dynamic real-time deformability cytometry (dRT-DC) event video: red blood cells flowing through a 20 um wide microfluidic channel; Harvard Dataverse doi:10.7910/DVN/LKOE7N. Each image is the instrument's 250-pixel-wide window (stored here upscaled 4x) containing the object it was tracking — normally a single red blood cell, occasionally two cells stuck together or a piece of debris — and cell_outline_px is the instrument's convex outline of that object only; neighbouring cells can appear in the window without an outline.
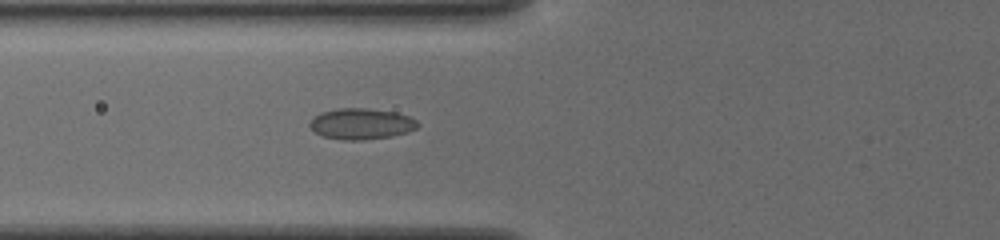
{"species": "common noctule bat (a hibernating species)", "species_latin": "Nyctalus noctula", "temperature_condition": "cold", "stored_images_in_passage": 36, "camera_frame_rate_fps": 3000, "um_per_image_px": 0.085, "animal": {"sex": "female", "body_mass_g": 19.5, "forearm_length_mm": 54.1}, "frame": {"image": 1, "passage_image": 5, "time_ms": 1.333, "image_size_px": [1000, 240], "cell_outline_px": [[420, 124], [416, 128], [408, 132], [392, 136], [364, 140], [344, 140], [324, 136], [316, 132], [308, 124], [320, 112], [336, 108], [368, 108], [396, 112], [408, 116], [416, 120]], "centroid_in_image_um": [30.73, 10.52], "position_along_channel_um": 95.1, "area_um2": 19.48}}
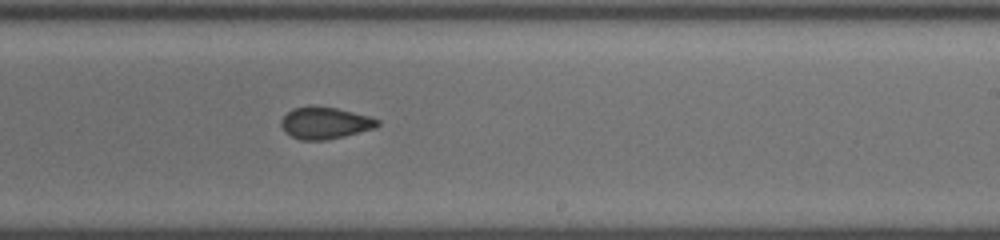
{"frame": {"image": 2, "passage_image": 18, "time_ms": 5.667, "image_size_px": [1000, 240], "cell_outline_px": [[380, 124], [376, 128], [344, 136], [324, 140], [300, 140], [284, 132], [280, 124], [280, 120], [292, 108], [336, 108], [368, 116], [380, 120]], "centroid_in_image_um": [27.63, 10.49], "position_along_channel_um": 261.4, "area_um2": 17.46}}
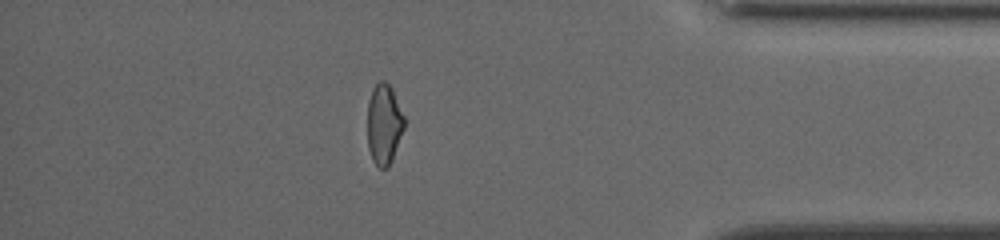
{"frame": {"image": 3, "passage_image": 31, "time_ms": 10.0, "image_size_px": [1000, 240], "cell_outline_px": [[404, 128], [392, 160], [388, 168], [380, 168], [372, 160], [368, 148], [368, 100], [372, 88], [380, 80], [384, 80], [392, 88], [404, 116]], "centroid_in_image_um": [32.63, 10.55], "position_along_channel_um": 402.6, "area_um2": 17.28}, "authors_computed_cell_mechanics": {"area_um2": 17.8891, "velocity_mm_per_s": 3.8284, "shape_relaxation_time_tau1_ms": null, "shape_relaxation_time_tau2_ms": 2.0857, "deformation_change_tau1": null, "deformation_change_tau2": 0.0768}}